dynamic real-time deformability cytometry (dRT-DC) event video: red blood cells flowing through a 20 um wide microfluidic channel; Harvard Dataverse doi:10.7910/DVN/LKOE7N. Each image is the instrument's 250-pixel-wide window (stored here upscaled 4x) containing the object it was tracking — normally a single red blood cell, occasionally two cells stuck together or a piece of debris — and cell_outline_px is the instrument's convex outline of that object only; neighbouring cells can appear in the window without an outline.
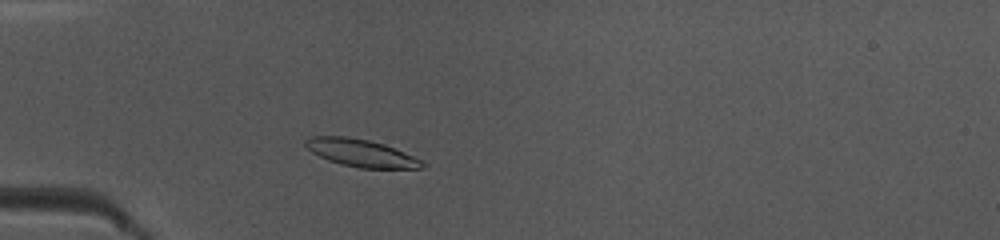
{"species": "common noctule bat (a hibernating species)", "species_latin": "Nyctalus noctula", "temperature_condition": "warm", "stored_images_in_passage": 49, "camera_frame_rate_fps": 3000, "um_per_image_px": 0.085, "animal": {"sex": "female", "body_mass_g": 10.0, "forearm_length_mm": 53.1}, "frame": {"image": 1, "passage_image": 15, "time_ms": 4.667, "image_size_px": [1000, 240], "cell_outline_px": [[428, 164], [424, 168], [360, 168], [340, 164], [328, 160], [312, 152], [304, 144], [304, 140], [312, 136], [348, 136], [368, 140], [384, 144], [404, 152]], "centroid_in_image_um": [30.68, 13.0], "position_along_channel_um": 54.3, "area_um2": 18.61}}
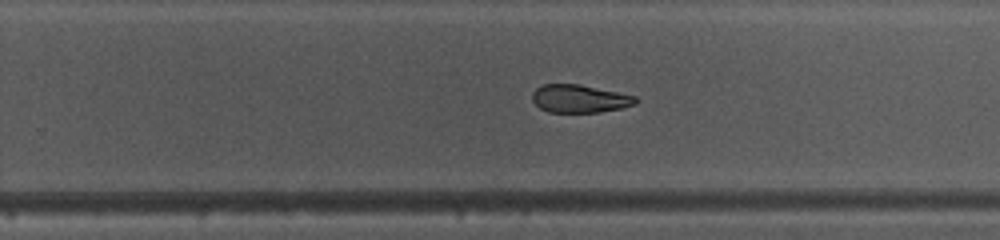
{"frame": {"image": 2, "passage_image": 32, "time_ms": 10.333, "image_size_px": [1000, 240], "cell_outline_px": [[636, 104], [620, 108], [600, 112], [548, 112], [540, 108], [532, 100], [532, 92], [536, 88], [544, 84], [580, 84], [636, 96]], "centroid_in_image_um": [49.24, 8.38], "position_along_channel_um": 280.6, "area_um2": 16.76}}
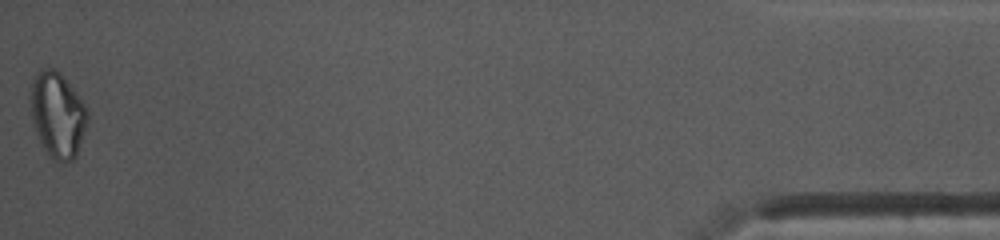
{"frame": {"image": 3, "passage_image": 49, "time_ms": 16.0, "image_size_px": [1000, 240], "cell_outline_px": [[88, 120], [76, 156], [72, 160], [60, 164], [52, 160], [44, 148], [32, 124], [28, 96], [32, 80], [40, 68], [56, 68], [60, 72], [80, 96], [88, 108]], "centroid_in_image_um": [4.87, 9.73], "position_along_channel_um": 430.3, "area_um2": 29.07}, "authors_computed_cell_mechanics": {"area_um2": 18.7272, "velocity_mm_per_s": 4.1519, "shape_relaxation_time_tau1_ms": 3.1184, "shape_relaxation_time_tau2_ms": 9.8855, "deformation_change_tau1": 0.1303, "deformation_change_tau2": 0.1417}}